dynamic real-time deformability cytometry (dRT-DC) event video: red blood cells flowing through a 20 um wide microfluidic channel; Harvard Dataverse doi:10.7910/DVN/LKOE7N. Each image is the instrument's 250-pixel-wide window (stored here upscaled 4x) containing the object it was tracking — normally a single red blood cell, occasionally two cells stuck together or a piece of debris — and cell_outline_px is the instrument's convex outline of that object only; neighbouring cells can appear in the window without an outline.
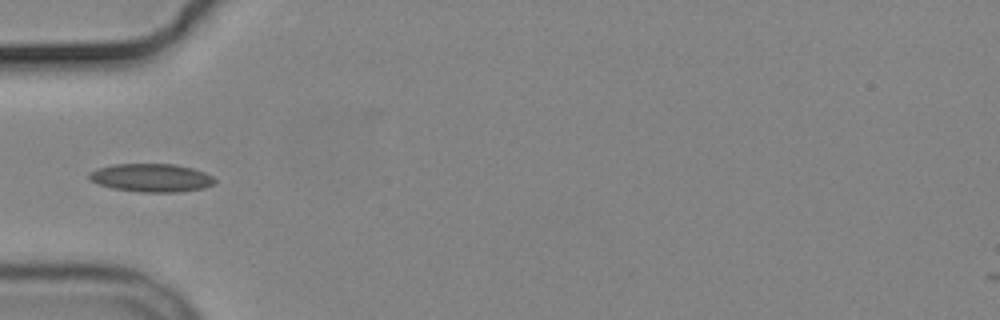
{"species": "common noctule bat (a hibernating species)", "species_latin": "Nyctalus noctula", "temperature_condition": "cold", "stored_images_in_passage": 4, "camera_frame_rate_fps": 3000, "um_per_image_px": 0.085, "animal": {"sex": "male", "body_mass_g": 19.2, "forearm_length_mm": 51.8}, "frame": {"image": 1, "passage_image": 4, "time_ms": 4.0, "image_size_px": [1000, 320], "cell_outline_px": [[216, 180], [212, 184], [204, 188], [180, 192], [140, 192], [112, 188], [96, 184], [88, 180], [88, 172], [96, 168], [112, 164], [176, 164], [192, 168], [204, 172], [212, 176]], "centroid_in_image_um": [12.8, 15.11], "position_along_channel_um": 72.2, "area_um2": 20.92}}